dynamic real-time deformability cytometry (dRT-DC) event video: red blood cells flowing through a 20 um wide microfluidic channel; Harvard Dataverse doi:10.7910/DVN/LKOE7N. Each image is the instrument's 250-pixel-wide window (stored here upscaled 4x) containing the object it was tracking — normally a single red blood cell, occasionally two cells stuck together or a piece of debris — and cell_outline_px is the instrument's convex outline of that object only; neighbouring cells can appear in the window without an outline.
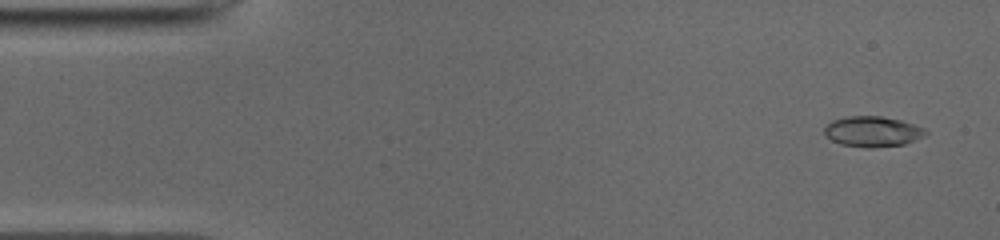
{"species": "common noctule bat (a hibernating species)", "species_latin": "Nyctalus noctula", "temperature_condition": "cold", "stored_images_in_passage": 51, "camera_frame_rate_fps": 3000, "um_per_image_px": 0.085, "animal": {"sex": "male", "body_mass_g": 19.0, "forearm_length_mm": 50.8}, "frame": {"image": 1, "passage_image": 3, "time_ms": 0.667, "image_size_px": [1000, 240], "cell_outline_px": [[928, 132], [924, 136], [904, 144], [872, 148], [868, 148], [840, 144], [824, 136], [824, 128], [832, 120], [844, 116], [880, 116], [900, 120], [924, 128]], "centroid_in_image_um": [74.13, 11.18], "position_along_channel_um": 10.9, "area_um2": 17.98}}
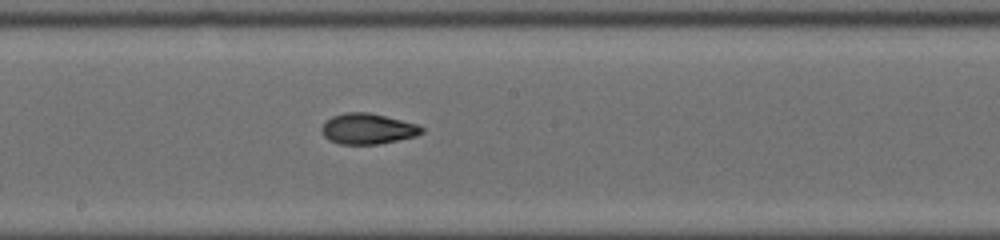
{"frame": {"image": 2, "passage_image": 27, "time_ms": 8.667, "image_size_px": [1000, 240], "cell_outline_px": [[424, 132], [416, 136], [376, 144], [340, 144], [328, 140], [324, 136], [320, 128], [332, 116], [344, 112], [368, 112], [416, 124], [424, 128]], "centroid_in_image_um": [31.23, 10.95], "position_along_channel_um": 217.0, "area_um2": 17.69}}
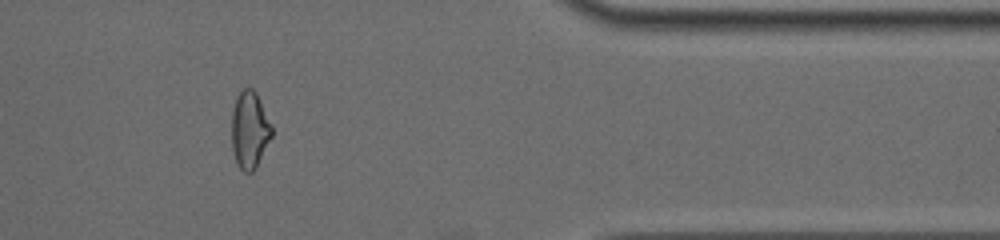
{"frame": {"image": 3, "passage_image": 42, "time_ms": 13.667, "image_size_px": [1000, 240], "cell_outline_px": [[272, 136], [256, 168], [252, 172], [244, 172], [236, 164], [232, 148], [232, 112], [236, 96], [244, 88], [252, 88], [256, 92], [272, 124]], "centroid_in_image_um": [21.22, 11.05], "position_along_channel_um": 390.2, "area_um2": 18.15}, "authors_computed_cell_mechanics": {"area_um2": 17.9758, "velocity_mm_per_s": 3.9681, "shape_relaxation_time_tau1_ms": 8.5072, "shape_relaxation_time_tau2_ms": 2.2763, "deformation_change_tau1": 0.2375, "deformation_change_tau2": 0.0776}}